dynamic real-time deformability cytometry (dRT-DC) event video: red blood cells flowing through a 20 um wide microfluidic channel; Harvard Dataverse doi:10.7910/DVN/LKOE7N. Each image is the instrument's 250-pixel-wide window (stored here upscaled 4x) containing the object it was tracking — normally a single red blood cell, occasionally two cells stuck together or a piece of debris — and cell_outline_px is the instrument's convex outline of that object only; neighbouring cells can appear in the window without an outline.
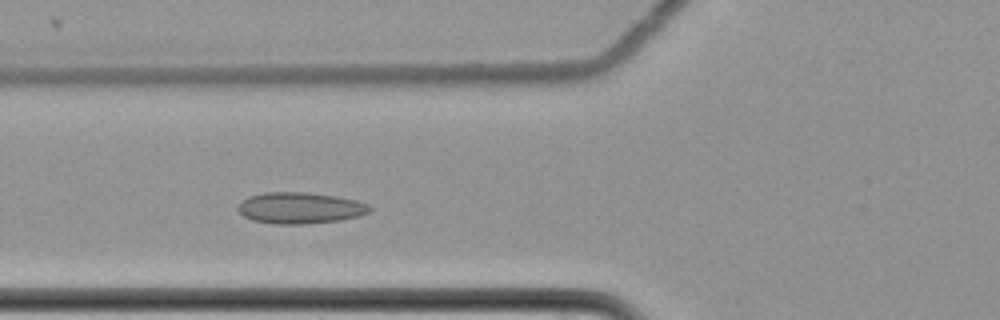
{"species": "common noctule bat (a hibernating species)", "species_latin": "Nyctalus noctula", "temperature_condition": "cold", "stored_images_in_passage": 7, "camera_frame_rate_fps": 3000, "um_per_image_px": 0.085, "animal": {"sex": "female", "body_mass_g": 22.7, "forearm_length_mm": 54.2}, "frame": {"image": 1, "passage_image": 5, "time_ms": 1.333, "image_size_px": [1000, 320], "cell_outline_px": [[372, 212], [360, 216], [340, 220], [304, 224], [272, 224], [252, 220], [244, 216], [236, 208], [240, 200], [248, 196], [264, 192], [304, 192], [336, 196], [356, 200], [368, 204], [372, 208]], "centroid_in_image_um": [25.49, 17.67], "position_along_channel_um": 100.3, "area_um2": 24.33}}
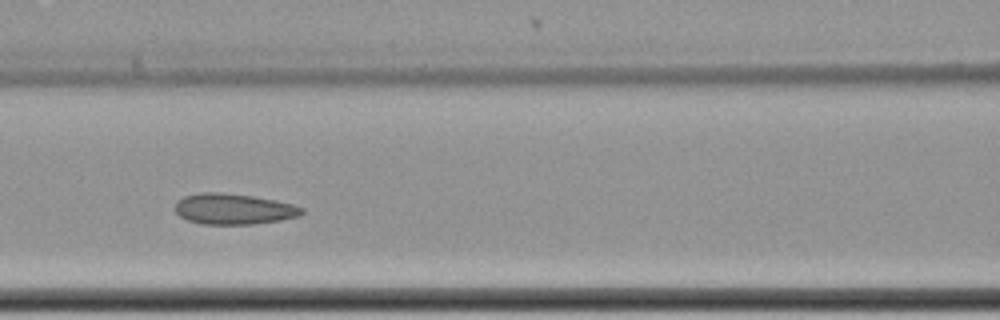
{"frame": {"image": 2, "passage_image": 6, "time_ms": 1.667, "image_size_px": [1000, 320], "cell_outline_px": [[304, 212], [300, 216], [280, 220], [252, 224], [204, 224], [188, 220], [180, 216], [176, 212], [176, 200], [184, 196], [200, 192], [220, 192], [252, 196], [276, 200], [292, 204], [304, 208]], "centroid_in_image_um": [19.87, 17.76], "position_along_channel_um": 146.7, "area_um2": 22.72}}
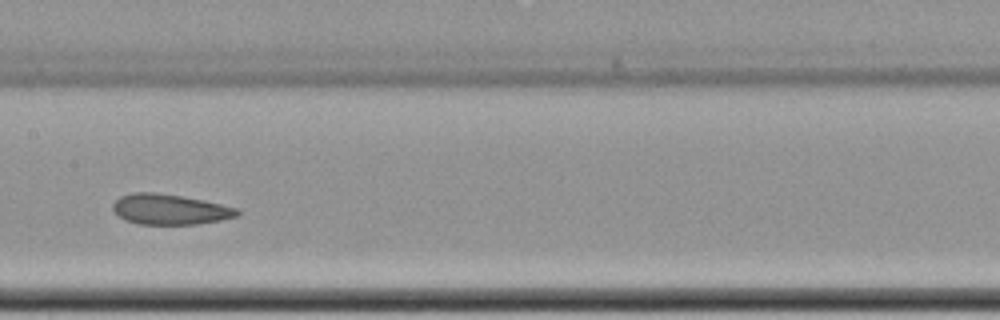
{"frame": {"image": 3, "passage_image": 7, "time_ms": 2.0, "image_size_px": [1000, 320], "cell_outline_px": [[240, 212], [236, 216], [220, 220], [196, 224], [140, 224], [124, 220], [112, 212], [112, 204], [120, 196], [132, 192], [156, 192], [204, 200], [240, 208]], "centroid_in_image_um": [14.41, 17.79], "position_along_channel_um": 193.0, "area_um2": 22.2}}